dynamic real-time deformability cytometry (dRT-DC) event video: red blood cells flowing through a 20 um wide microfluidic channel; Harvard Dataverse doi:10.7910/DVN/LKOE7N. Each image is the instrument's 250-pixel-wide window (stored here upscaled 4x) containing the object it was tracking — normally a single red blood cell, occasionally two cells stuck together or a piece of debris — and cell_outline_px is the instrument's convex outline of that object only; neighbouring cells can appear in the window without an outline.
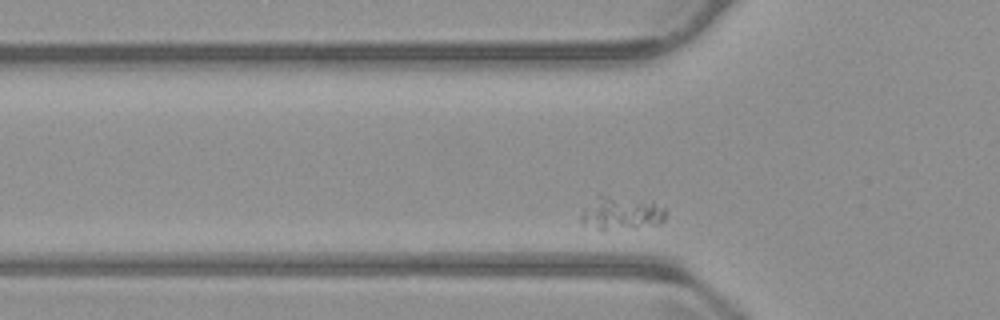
{"species": "common noctule bat (a hibernating species)", "species_latin": "Nyctalus noctula", "temperature_condition": "warm", "stored_images_in_passage": 36, "camera_frame_rate_fps": 3000, "um_per_image_px": 0.085, "animal": {"sex": "male", "body_mass_g": 23.1, "forearm_length_mm": 52.7}, "frame": {"image": 1, "passage_image": 8, "time_ms": 2.333, "image_size_px": [1000, 320], "cell_outline_px": [[664, 220], [656, 224], [636, 228], [600, 232], [580, 224], [580, 216], [584, 208], [600, 192], [652, 200], [664, 208]], "centroid_in_image_um": [52.73, 18.1], "position_along_channel_um": 73.1, "area_um2": 17.69}}
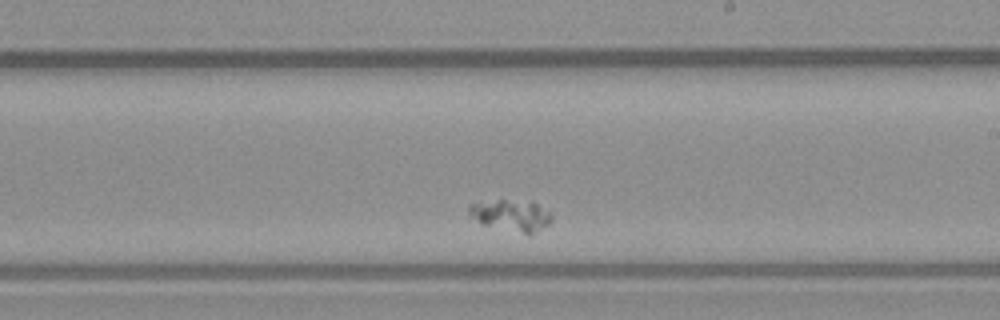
{"frame": {"image": 2, "passage_image": 24, "time_ms": 7.667, "image_size_px": [1000, 320], "cell_outline_px": [[552, 220], [548, 224], [528, 236], [484, 224], [468, 216], [468, 208], [472, 204], [496, 200], [532, 200], [552, 212]], "centroid_in_image_um": [43.51, 18.3], "position_along_channel_um": 245.5, "area_um2": 15.43}}
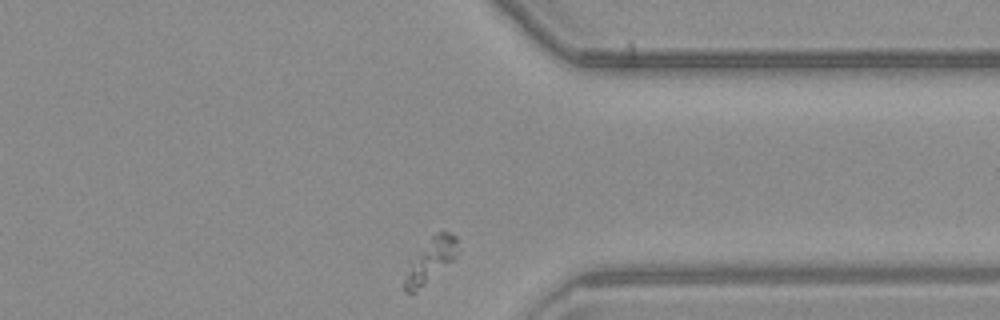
{"frame": {"image": 3, "passage_image": 36, "time_ms": 11.667, "image_size_px": [1000, 320], "cell_outline_px": [[456, 260], [424, 284], [412, 292], [408, 292], [404, 288], [404, 280], [412, 264], [420, 252], [432, 236], [440, 232], [448, 232], [456, 236]], "centroid_in_image_um": [36.68, 22.14], "position_along_channel_um": 374.7, "area_um2": 12.43}}